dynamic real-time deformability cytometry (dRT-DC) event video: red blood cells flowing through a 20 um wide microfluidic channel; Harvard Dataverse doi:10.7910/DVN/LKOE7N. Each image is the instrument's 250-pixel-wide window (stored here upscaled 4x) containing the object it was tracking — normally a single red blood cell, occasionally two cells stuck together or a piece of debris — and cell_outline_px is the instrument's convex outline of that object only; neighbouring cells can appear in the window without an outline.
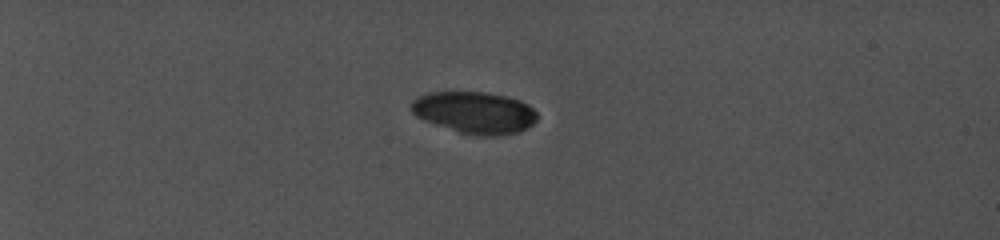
{"species": "common noctule bat (a hibernating species)", "species_latin": "Nyctalus noctula", "temperature_condition": "cold", "stored_images_in_passage": 10, "camera_frame_rate_fps": 5000, "um_per_image_px": 0.085, "animal": {"sex": "female", "body_mass_g": 19.0, "forearm_length_mm": 56.7}, "frame": {"image": 1, "passage_image": 1, "time_ms": 0.0, "image_size_px": [1000, 240], "cell_outline_px": [[536, 120], [532, 124], [520, 132], [504, 136], [476, 136], [460, 132], [424, 120], [416, 116], [412, 112], [412, 100], [428, 92], [484, 92], [504, 96], [520, 100], [528, 104], [536, 112]], "centroid_in_image_um": [40.37, 9.58], "position_along_channel_um": 44.6, "area_um2": 30.63}}